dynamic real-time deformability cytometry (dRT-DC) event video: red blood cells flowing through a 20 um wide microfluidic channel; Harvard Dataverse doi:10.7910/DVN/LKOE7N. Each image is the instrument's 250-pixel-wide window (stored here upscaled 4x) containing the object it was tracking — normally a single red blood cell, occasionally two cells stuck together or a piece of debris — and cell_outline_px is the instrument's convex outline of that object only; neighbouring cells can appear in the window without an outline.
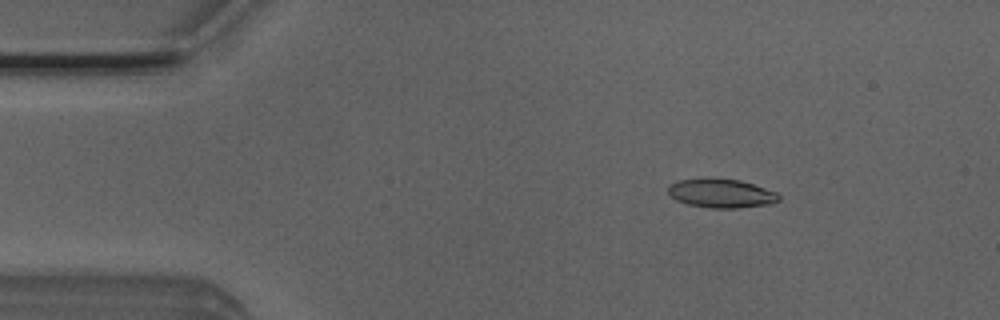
{"species": "Egyptian fruit bat (a non-hibernating species)", "species_latin": "Rousettus aegyptiacus", "temperature_condition": "room temperature", "stored_images_in_passage": 4, "camera_frame_rate_fps": 3000, "um_per_image_px": 0.085, "animal": {"sex": "male"}, "frame": {"image": 1, "passage_image": 3, "time_ms": 0.667, "image_size_px": [1000, 320], "cell_outline_px": [[780, 200], [768, 204], [736, 208], [712, 208], [688, 204], [676, 200], [668, 196], [668, 184], [680, 180], [740, 180], [776, 192], [780, 196]], "centroid_in_image_um": [61.28, 16.46], "position_along_channel_um": 23.7, "area_um2": 18.09}}